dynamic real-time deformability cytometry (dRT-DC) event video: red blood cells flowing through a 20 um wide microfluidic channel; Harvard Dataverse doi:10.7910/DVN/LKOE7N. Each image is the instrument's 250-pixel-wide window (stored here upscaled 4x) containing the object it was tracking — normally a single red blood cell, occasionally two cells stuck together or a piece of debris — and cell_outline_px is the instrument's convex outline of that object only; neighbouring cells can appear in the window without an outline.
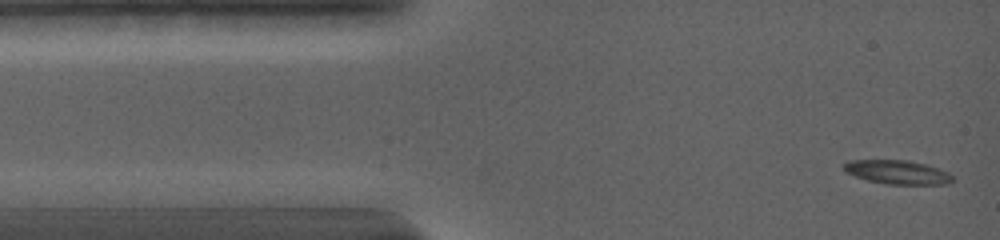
{"species": "common noctule bat (a hibernating species)", "species_latin": "Nyctalus noctula", "temperature_condition": "warm", "stored_images_in_passage": 10, "camera_frame_rate_fps": 5000, "um_per_image_px": 0.085, "animal": {"sex": "female", "body_mass_g": 19.0, "forearm_length_mm": 56.7}, "frame": {"image": 1, "passage_image": 1, "time_ms": 0.0, "image_size_px": [1000, 240], "cell_outline_px": [[956, 180], [948, 184], [888, 184], [868, 180], [844, 172], [840, 168], [844, 164], [852, 160], [904, 160], [924, 164], [948, 172]], "centroid_in_image_um": [76.26, 14.64], "position_along_channel_um": 8.7, "area_um2": 15.03}}
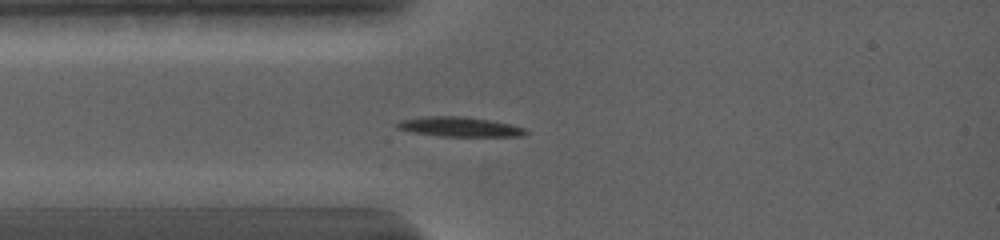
{"frame": {"image": 2, "passage_image": 10, "time_ms": 2.8, "image_size_px": [1000, 240], "cell_outline_px": [[528, 132], [524, 136], [440, 136], [412, 132], [396, 128], [396, 124], [400, 120], [424, 116], [464, 116], [512, 124], [524, 128]], "centroid_in_image_um": [39.05, 10.77], "position_along_channel_um": 46.0, "area_um2": 14.74}}